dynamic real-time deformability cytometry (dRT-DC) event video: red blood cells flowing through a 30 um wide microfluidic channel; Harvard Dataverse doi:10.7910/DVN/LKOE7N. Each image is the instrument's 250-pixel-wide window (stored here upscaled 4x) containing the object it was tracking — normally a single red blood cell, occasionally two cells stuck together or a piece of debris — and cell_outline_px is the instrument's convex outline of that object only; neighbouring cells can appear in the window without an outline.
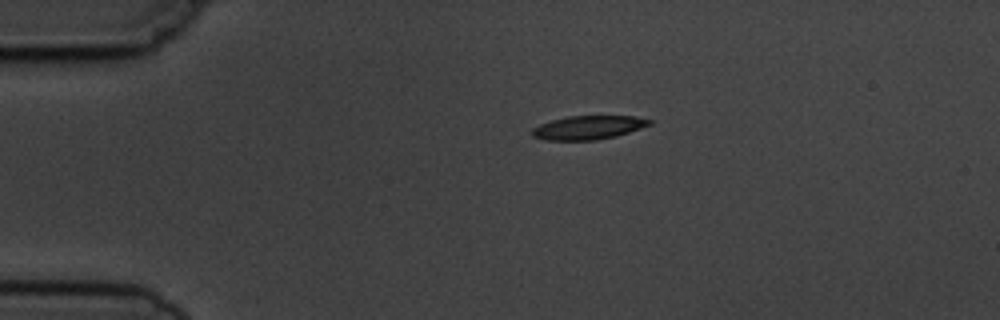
{"species": "common noctule bat (a hibernating species)", "species_latin": "Nyctalus noctula", "temperature_condition": "cold", "stored_images_in_passage": 4, "camera_frame_rate_fps": 3000, "um_per_image_px": 0.085, "animal": {"sex": "male", "body_mass_g": 19.5, "forearm_length_mm": 54.6}, "frame": {"image": 1, "passage_image": 1, "time_ms": 0.0, "image_size_px": [1000, 320], "cell_outline_px": [[652, 124], [616, 136], [596, 140], [544, 140], [532, 136], [532, 128], [540, 124], [552, 120], [568, 116], [636, 116], [652, 120]], "centroid_in_image_um": [50.0, 10.84], "position_along_channel_um": 35.0, "area_um2": 16.18}}
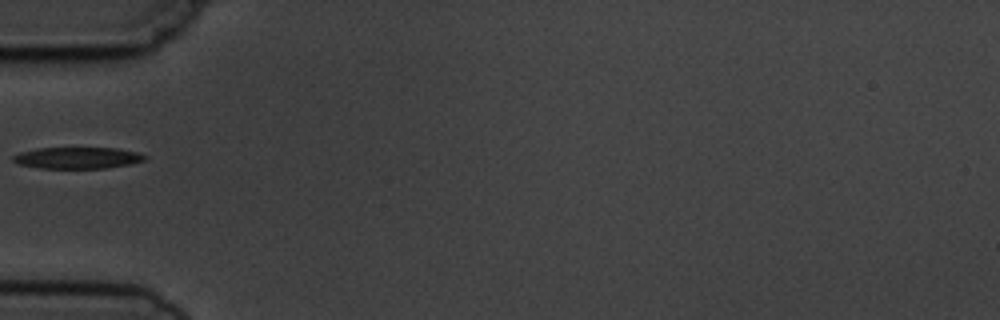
{"frame": {"image": 2, "passage_image": 3, "time_ms": 2.333, "image_size_px": [1000, 320], "cell_outline_px": [[148, 156], [144, 160], [132, 164], [108, 168], [40, 168], [20, 164], [12, 160], [12, 156], [20, 152], [40, 148], [116, 148], [140, 152]], "centroid_in_image_um": [6.65, 13.42], "position_along_channel_um": 78.4, "area_um2": 16.53}}
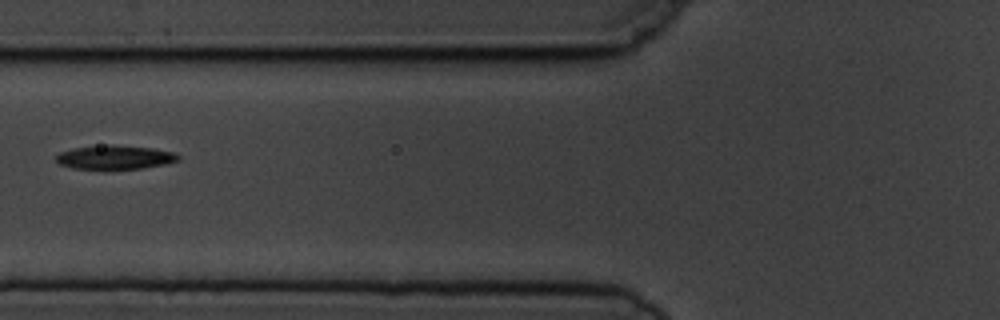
{"frame": {"image": 3, "passage_image": 4, "time_ms": 3.333, "image_size_px": [1000, 320], "cell_outline_px": [[180, 160], [164, 164], [144, 168], [72, 168], [60, 164], [56, 160], [56, 156], [60, 152], [72, 148], [108, 144], [112, 144], [152, 148], [176, 152], [180, 156]], "centroid_in_image_um": [9.8, 13.35], "position_along_channel_um": 116.0, "area_um2": 16.94}}